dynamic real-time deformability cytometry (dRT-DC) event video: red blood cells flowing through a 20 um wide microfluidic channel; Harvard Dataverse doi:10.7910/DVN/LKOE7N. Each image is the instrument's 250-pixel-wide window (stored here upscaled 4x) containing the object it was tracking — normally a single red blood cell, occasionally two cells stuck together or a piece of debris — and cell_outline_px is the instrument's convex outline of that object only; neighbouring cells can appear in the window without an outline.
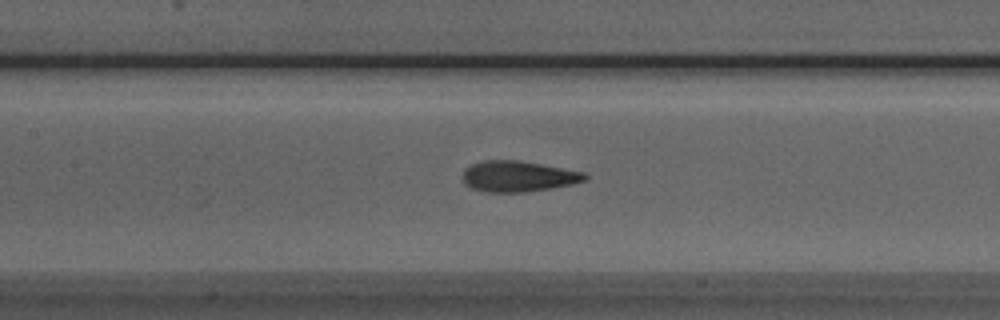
{"species": "Egyptian fruit bat (a non-hibernating species)", "species_latin": "Rousettus aegyptiacus", "temperature_condition": "room temperature", "stored_images_in_passage": 47, "camera_frame_rate_fps": 3000, "um_per_image_px": 0.085, "animal": {"sex": "male"}, "frame": {"image": 1, "passage_image": 18, "time_ms": 5.667, "image_size_px": [1000, 320], "cell_outline_px": [[588, 180], [572, 184], [524, 192], [488, 192], [472, 188], [464, 184], [464, 168], [472, 164], [484, 160], [516, 160], [540, 164], [584, 172], [588, 176]], "centroid_in_image_um": [44.04, 14.99], "position_along_channel_um": 163.4, "area_um2": 21.73}}
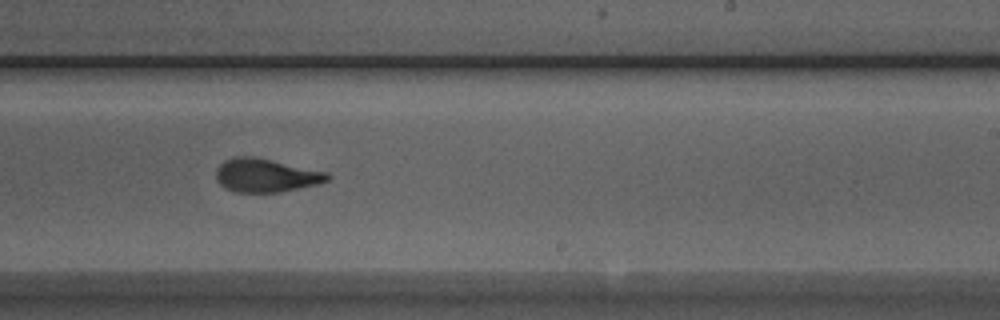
{"frame": {"image": 2, "passage_image": 26, "time_ms": 8.333, "image_size_px": [1000, 320], "cell_outline_px": [[332, 176], [328, 180], [316, 184], [280, 192], [236, 192], [224, 188], [220, 184], [216, 176], [216, 168], [224, 160], [232, 156], [256, 156], [328, 172]], "centroid_in_image_um": [22.58, 14.88], "position_along_channel_um": 266.4, "area_um2": 21.91}}
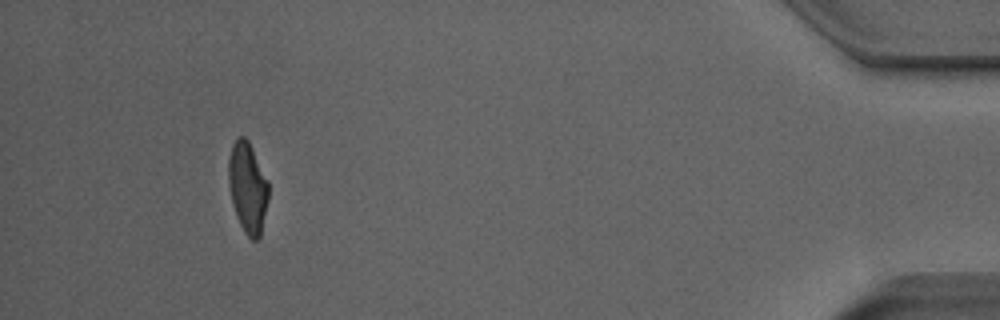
{"frame": {"image": 3, "passage_image": 43, "time_ms": 14.0, "image_size_px": [1000, 320], "cell_outline_px": [[268, 200], [260, 236], [256, 240], [252, 240], [244, 232], [236, 216], [228, 184], [228, 160], [232, 144], [240, 136], [244, 136], [248, 140], [268, 180]], "centroid_in_image_um": [21.05, 15.93], "position_along_channel_um": 414.2, "area_um2": 21.04}, "authors_computed_cell_mechanics": {"area_um2": 21.8484, "velocity_mm_per_s": 3.8822, "shape_relaxation_time_tau1_ms": 6.361, "shape_relaxation_time_tau2_ms": 1.3713, "deformation_change_tau1": 0.2203, "deformation_change_tau2": 0.0913}}